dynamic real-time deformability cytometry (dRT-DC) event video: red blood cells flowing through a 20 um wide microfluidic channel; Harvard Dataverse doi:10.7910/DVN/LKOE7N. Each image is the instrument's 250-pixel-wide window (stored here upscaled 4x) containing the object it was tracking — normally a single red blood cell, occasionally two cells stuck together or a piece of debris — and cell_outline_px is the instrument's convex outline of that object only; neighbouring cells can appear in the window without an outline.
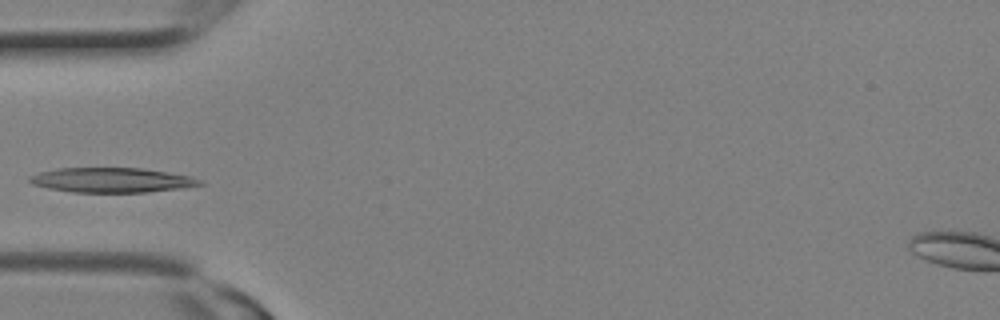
{"species": "Egyptian fruit bat (a non-hibernating species)", "species_latin": "Rousettus aegyptiacus", "temperature_condition": "room temperature", "stored_images_in_passage": 14, "camera_frame_rate_fps": 3000, "um_per_image_px": 0.085, "animal": {"sex": "female"}, "frame": {"image": 1, "passage_image": 7, "time_ms": 2.0, "image_size_px": [1000, 320], "cell_outline_px": [[204, 184], [180, 188], [148, 192], [72, 192], [48, 188], [32, 184], [28, 180], [28, 176], [40, 172], [60, 168], [140, 168], [168, 172], [192, 176], [200, 180]], "centroid_in_image_um": [9.48, 15.3], "position_along_channel_um": 75.5, "area_um2": 24.45}}
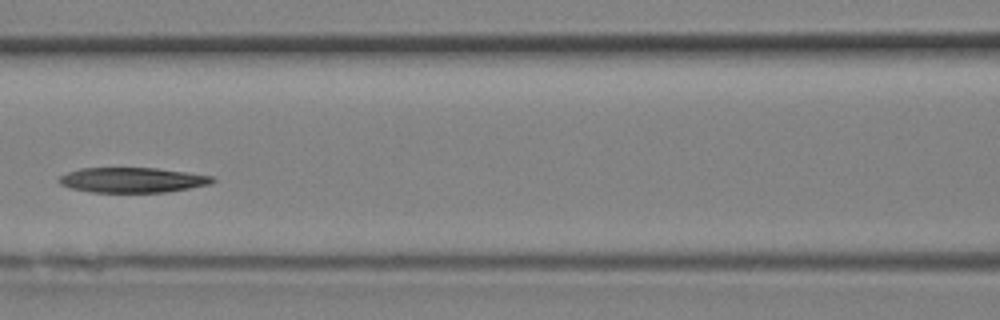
{"frame": {"image": 2, "passage_image": 10, "time_ms": 3.0, "image_size_px": [1000, 320], "cell_outline_px": [[216, 180], [208, 184], [188, 188], [164, 192], [92, 192], [72, 188], [60, 184], [56, 180], [60, 176], [68, 172], [80, 168], [156, 168], [188, 172], [216, 176]], "centroid_in_image_um": [11.25, 15.29], "position_along_channel_um": 155.3, "area_um2": 22.37}}
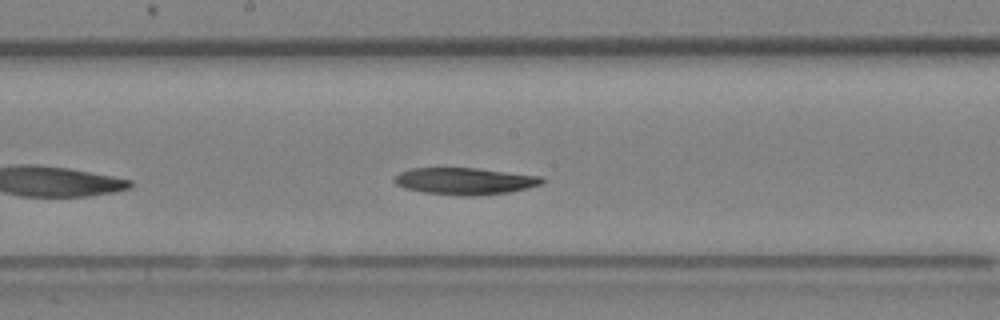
{"frame": {"image": 3, "passage_image": 12, "time_ms": 3.667, "image_size_px": [1000, 320], "cell_outline_px": [[544, 180], [540, 184], [528, 188], [508, 192], [472, 196], [460, 196], [424, 192], [404, 188], [396, 184], [392, 180], [400, 172], [408, 168], [476, 168], [544, 176]], "centroid_in_image_um": [39.5, 15.39], "position_along_channel_um": 208.7, "area_um2": 23.18}}